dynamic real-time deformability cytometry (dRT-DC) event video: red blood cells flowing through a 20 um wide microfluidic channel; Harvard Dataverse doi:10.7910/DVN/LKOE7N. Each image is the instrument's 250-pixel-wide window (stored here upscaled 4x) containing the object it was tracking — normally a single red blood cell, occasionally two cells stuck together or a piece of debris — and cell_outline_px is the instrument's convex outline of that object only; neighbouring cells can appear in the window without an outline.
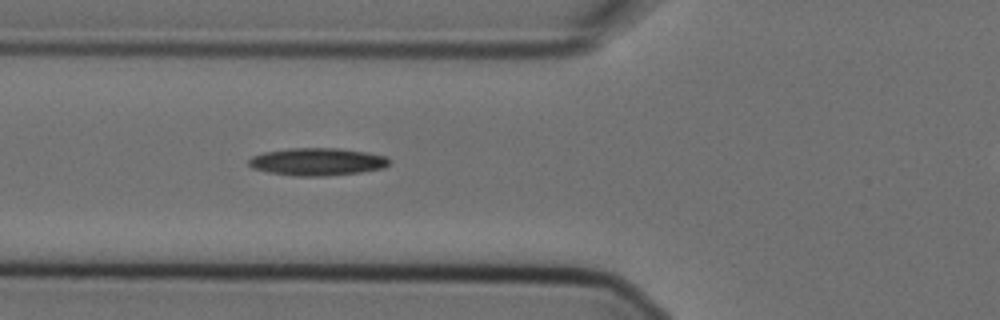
{"species": "Egyptian fruit bat (a non-hibernating species)", "species_latin": "Rousettus aegyptiacus", "temperature_condition": "cold", "stored_images_in_passage": 5, "segment_of_instrument_passage": [1, 2], "camera_frame_rate_fps": 3000, "um_per_image_px": 0.085, "animal": {"sex": "female"}, "frame": {"image": 1, "passage_image": 4, "time_ms": 1.0, "image_size_px": [1000, 320], "cell_outline_px": [[392, 160], [384, 168], [360, 172], [324, 176], [296, 176], [268, 172], [252, 168], [248, 164], [248, 160], [252, 156], [264, 152], [288, 148], [340, 148], [368, 152], [388, 156]], "centroid_in_image_um": [26.99, 13.74], "position_along_channel_um": 98.8, "area_um2": 22.77}}